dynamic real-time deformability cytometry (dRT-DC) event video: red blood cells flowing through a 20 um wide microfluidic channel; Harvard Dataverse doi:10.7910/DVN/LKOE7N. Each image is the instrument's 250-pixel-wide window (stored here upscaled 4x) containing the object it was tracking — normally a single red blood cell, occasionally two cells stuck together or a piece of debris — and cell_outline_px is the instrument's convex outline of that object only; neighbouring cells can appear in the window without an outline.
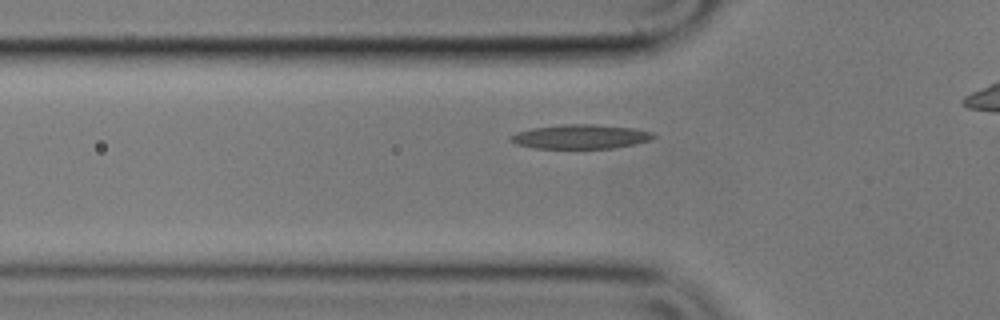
{"species": "common noctule bat (a hibernating species)", "species_latin": "Nyctalus noctula", "temperature_condition": "cold", "stored_images_in_passage": 41, "camera_frame_rate_fps": 3000, "um_per_image_px": 0.085, "animal": {"sex": "male", "body_mass_g": 17.9}, "frame": {"image": 1, "passage_image": 13, "time_ms": 4.0, "image_size_px": [1000, 320], "cell_outline_px": [[656, 136], [648, 140], [632, 144], [612, 148], [532, 148], [516, 144], [508, 140], [508, 136], [516, 132], [532, 128], [564, 124], [592, 124], [636, 128], [652, 132]], "centroid_in_image_um": [49.28, 11.61], "position_along_channel_um": 76.5, "area_um2": 20.17}}
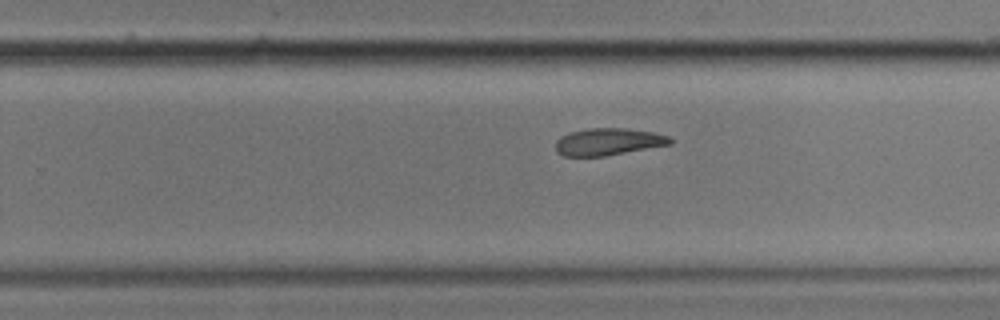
{"frame": {"image": 2, "passage_image": 30, "time_ms": 9.667, "image_size_px": [1000, 320], "cell_outline_px": [[676, 140], [672, 144], [604, 156], [564, 156], [556, 152], [556, 140], [560, 136], [568, 132], [588, 128], [628, 128], [652, 132], [668, 136]], "centroid_in_image_um": [51.7, 12.04], "position_along_channel_um": 278.1, "area_um2": 18.26}}
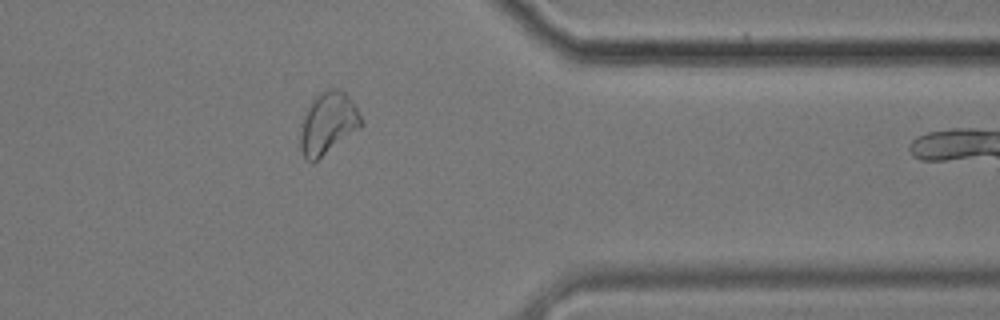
{"frame": {"image": 3, "passage_image": 40, "time_ms": 13.0, "image_size_px": [1000, 320], "cell_outline_px": [[364, 124], [360, 128], [312, 164], [304, 160], [300, 152], [300, 124], [312, 100], [316, 96], [328, 88], [336, 88], [344, 92], [348, 96], [356, 108]], "centroid_in_image_um": [27.84, 10.52], "position_along_channel_um": 383.6, "area_um2": 22.02}}